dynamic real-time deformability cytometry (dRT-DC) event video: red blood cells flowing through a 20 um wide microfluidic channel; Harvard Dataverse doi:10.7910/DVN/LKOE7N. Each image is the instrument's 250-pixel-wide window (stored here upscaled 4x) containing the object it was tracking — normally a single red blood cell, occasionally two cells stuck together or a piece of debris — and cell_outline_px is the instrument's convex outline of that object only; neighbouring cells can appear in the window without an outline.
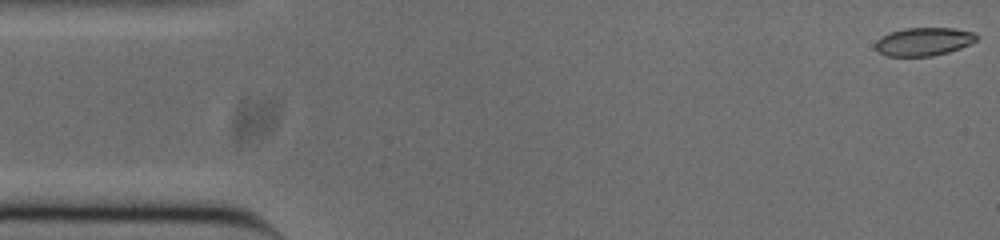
{"species": "common noctule bat (a hibernating species)", "species_latin": "Nyctalus noctula", "temperature_condition": "cold", "stored_images_in_passage": 53, "camera_frame_rate_fps": 3000, "um_per_image_px": 0.085, "animal": {"sex": "male", "body_mass_g": 20.0, "forearm_length_mm": 53.3}, "frame": {"image": 1, "passage_image": 1, "time_ms": 0.0, "image_size_px": [1000, 240], "cell_outline_px": [[980, 36], [976, 40], [960, 48], [948, 52], [932, 56], [888, 56], [880, 52], [876, 48], [876, 40], [880, 36], [888, 32], [904, 28], [952, 28], [972, 32]], "centroid_in_image_um": [78.49, 3.53], "position_along_channel_um": 6.5, "area_um2": 16.59}}
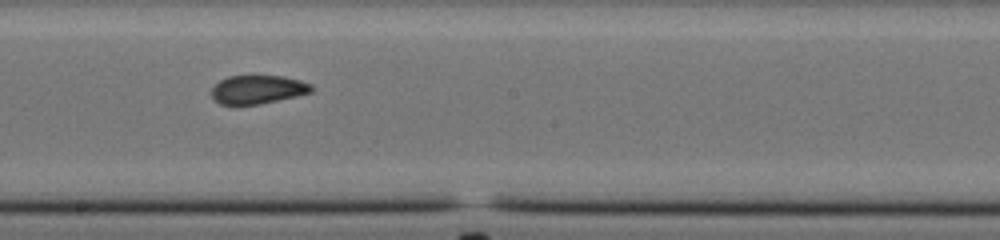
{"frame": {"image": 2, "passage_image": 28, "time_ms": 9.0, "image_size_px": [1000, 240], "cell_outline_px": [[312, 92], [296, 96], [260, 104], [220, 104], [212, 96], [212, 88], [220, 80], [228, 76], [284, 76], [300, 80], [312, 84]], "centroid_in_image_um": [21.93, 7.6], "position_along_channel_um": 226.3, "area_um2": 16.47}}
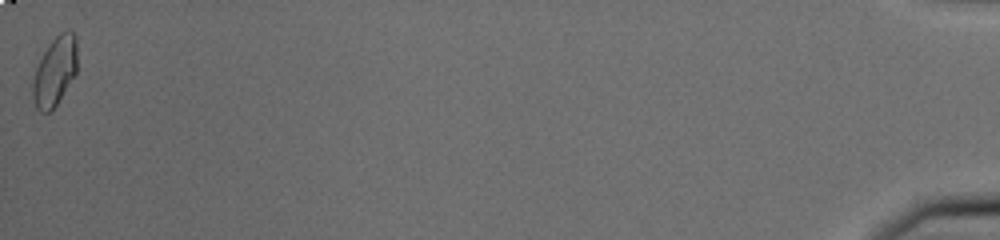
{"frame": {"image": 3, "passage_image": 53, "time_ms": 17.333, "image_size_px": [1000, 240], "cell_outline_px": [[76, 72], [52, 112], [40, 112], [36, 108], [32, 96], [32, 84], [36, 68], [44, 52], [52, 40], [60, 32], [68, 28], [76, 36]], "centroid_in_image_um": [4.65, 6.07], "position_along_channel_um": 430.5, "area_um2": 17.8}, "authors_computed_cell_mechanics": {"area_um2": 17.4556, "velocity_mm_per_s": 3.787, "shape_relaxation_time_tau1_ms": null, "shape_relaxation_time_tau2_ms": 0.9008, "deformation_change_tau1": null, "deformation_change_tau2": 0.0485}}